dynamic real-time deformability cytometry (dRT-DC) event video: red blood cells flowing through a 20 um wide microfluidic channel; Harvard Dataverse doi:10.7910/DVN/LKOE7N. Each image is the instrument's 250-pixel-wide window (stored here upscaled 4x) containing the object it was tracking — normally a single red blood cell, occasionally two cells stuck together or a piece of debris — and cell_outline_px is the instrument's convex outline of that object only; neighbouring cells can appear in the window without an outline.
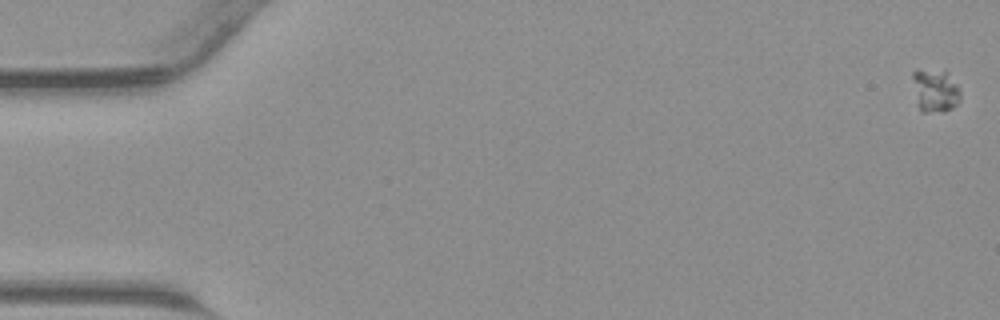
{"species": "common noctule bat (a hibernating species)", "species_latin": "Nyctalus noctula", "temperature_condition": "warm", "stored_images_in_passage": 46, "camera_frame_rate_fps": 3000, "um_per_image_px": 0.085, "animal": {"sex": "male", "body_mass_g": 23.1, "forearm_length_mm": 52.7}, "frame": {"image": 1, "passage_image": 1, "time_ms": 0.0, "image_size_px": [1000, 320], "cell_outline_px": [[960, 100], [952, 108], [944, 112], [924, 112], [916, 104], [912, 76], [912, 72], [916, 68], [920, 68], [944, 72], [956, 84], [960, 92]], "centroid_in_image_um": [79.44, 7.71], "position_along_channel_um": 5.6, "area_um2": 11.96}}
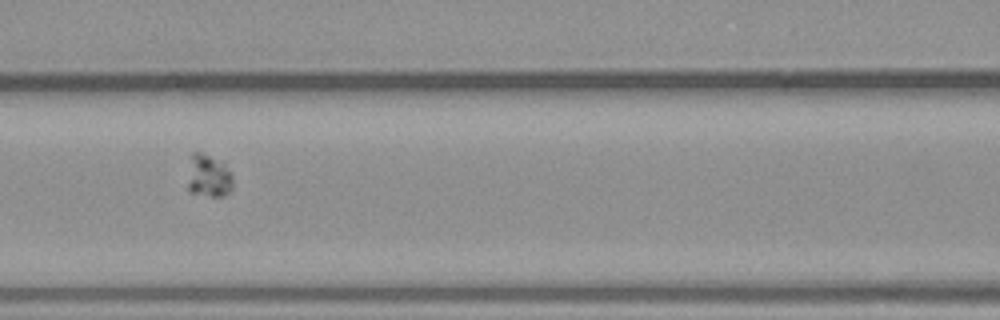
{"frame": {"image": 2, "passage_image": 21, "time_ms": 6.667, "image_size_px": [1000, 320], "cell_outline_px": [[232, 188], [224, 196], [212, 196], [192, 192], [188, 188], [188, 184], [192, 152], [200, 152], [224, 160], [232, 176]], "centroid_in_image_um": [17.78, 14.92], "position_along_channel_um": 148.8, "area_um2": 11.21}}
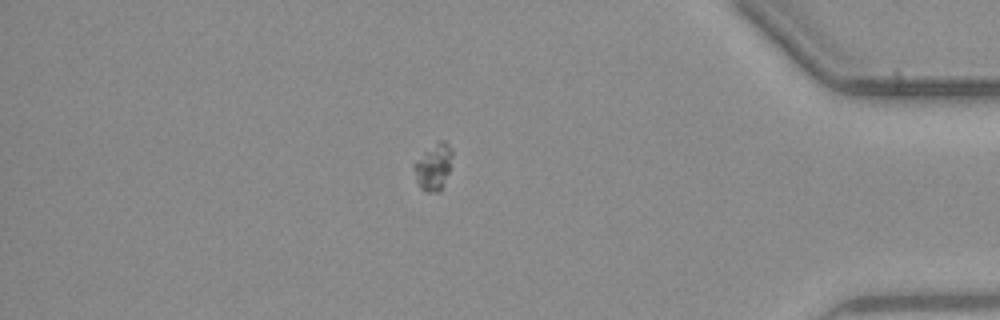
{"frame": {"image": 3, "passage_image": 40, "time_ms": 13.0, "image_size_px": [1000, 320], "cell_outline_px": [[452, 156], [448, 172], [444, 184], [440, 192], [424, 192], [420, 188], [416, 180], [412, 168], [412, 164], [424, 152], [440, 140], [444, 140], [452, 148]], "centroid_in_image_um": [36.82, 14.21], "position_along_channel_um": 398.4, "area_um2": 10.4}}